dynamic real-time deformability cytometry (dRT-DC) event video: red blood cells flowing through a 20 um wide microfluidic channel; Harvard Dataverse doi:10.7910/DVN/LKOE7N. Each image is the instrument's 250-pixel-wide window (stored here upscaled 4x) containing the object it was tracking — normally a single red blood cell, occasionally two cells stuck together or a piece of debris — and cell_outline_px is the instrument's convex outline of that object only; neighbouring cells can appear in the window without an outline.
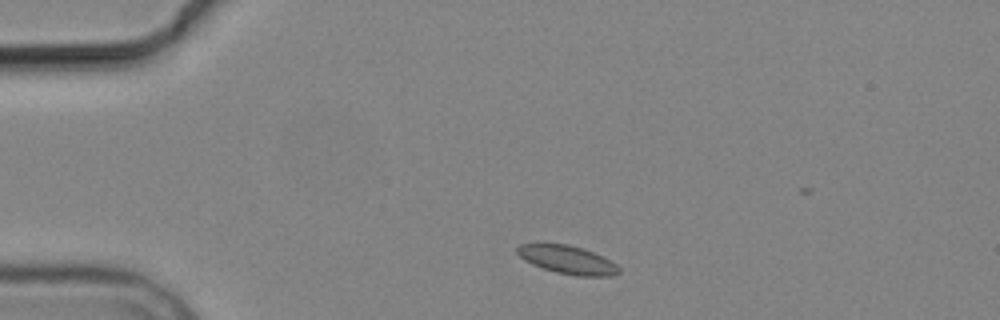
{"species": "common noctule bat (a hibernating species)", "species_latin": "Nyctalus noctula", "temperature_condition": "cold", "stored_images_in_passage": 3, "camera_frame_rate_fps": 3000, "um_per_image_px": 0.085, "animal": {"sex": "male", "body_mass_g": 19.2, "forearm_length_mm": 51.8}, "frame": {"image": 1, "passage_image": 1, "time_ms": 0.0, "image_size_px": [1000, 320], "cell_outline_px": [[620, 272], [608, 276], [580, 276], [556, 272], [532, 264], [524, 260], [516, 252], [516, 248], [520, 244], [568, 244], [584, 248], [616, 264], [620, 268]], "centroid_in_image_um": [48.22, 22.07], "position_along_channel_um": 36.8, "area_um2": 16.47}}